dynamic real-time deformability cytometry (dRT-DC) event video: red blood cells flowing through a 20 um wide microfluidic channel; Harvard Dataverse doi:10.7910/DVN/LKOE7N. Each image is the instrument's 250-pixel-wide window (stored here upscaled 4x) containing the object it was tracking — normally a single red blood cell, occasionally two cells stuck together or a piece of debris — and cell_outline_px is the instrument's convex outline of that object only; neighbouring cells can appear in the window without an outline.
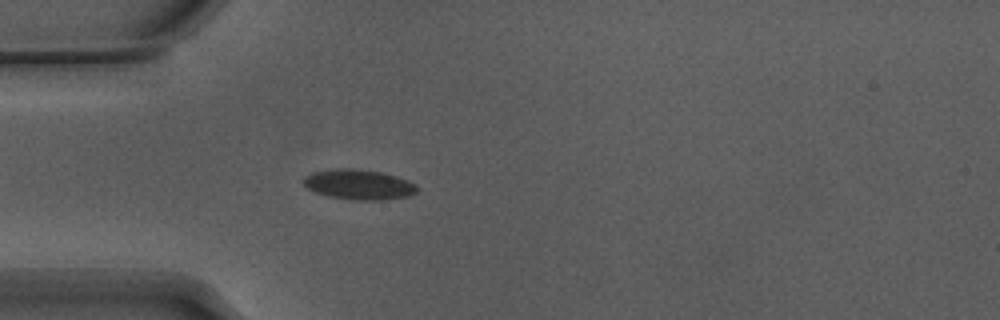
{"species": "Egyptian fruit bat (a non-hibernating species)", "species_latin": "Rousettus aegyptiacus", "temperature_condition": "warm", "stored_images_in_passage": 3, "camera_frame_rate_fps": 3000, "um_per_image_px": 0.085, "animal": {"sex": "male"}, "frame": {"image": 1, "passage_image": 1, "time_ms": 0.0, "image_size_px": [1000, 320], "cell_outline_px": [[420, 188], [416, 192], [408, 196], [384, 200], [352, 200], [328, 196], [316, 192], [308, 188], [300, 180], [304, 176], [312, 172], [332, 168], [352, 168], [380, 172], [396, 176], [408, 180], [416, 184]], "centroid_in_image_um": [30.49, 15.68], "position_along_channel_um": 54.5, "area_um2": 20.17}}